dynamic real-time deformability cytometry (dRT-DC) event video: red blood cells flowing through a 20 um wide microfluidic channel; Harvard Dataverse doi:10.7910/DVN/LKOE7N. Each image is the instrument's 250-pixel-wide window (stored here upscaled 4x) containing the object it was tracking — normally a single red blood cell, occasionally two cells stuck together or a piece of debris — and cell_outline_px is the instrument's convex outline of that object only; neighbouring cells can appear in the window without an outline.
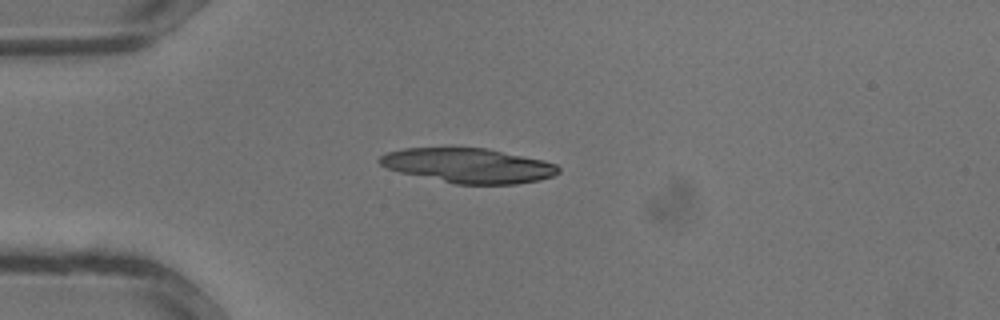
{"species": "common noctule bat (a hibernating species)", "species_latin": "Nyctalus noctula", "temperature_condition": "warm", "stored_images_in_passage": 25, "camera_frame_rate_fps": 3000, "um_per_image_px": 0.085, "animal": {"sex": "male", "body_mass_g": 13.3}, "frame": {"image": 1, "passage_image": 1, "time_ms": 0.0, "image_size_px": [1000, 320], "cell_outline_px": [[560, 172], [552, 176], [540, 180], [516, 184], [456, 184], [400, 172], [388, 168], [380, 164], [376, 160], [380, 156], [388, 152], [404, 148], [488, 148], [544, 160], [556, 164], [560, 168]], "centroid_in_image_um": [39.84, 14.07], "position_along_channel_um": 45.2, "area_um2": 36.07}}